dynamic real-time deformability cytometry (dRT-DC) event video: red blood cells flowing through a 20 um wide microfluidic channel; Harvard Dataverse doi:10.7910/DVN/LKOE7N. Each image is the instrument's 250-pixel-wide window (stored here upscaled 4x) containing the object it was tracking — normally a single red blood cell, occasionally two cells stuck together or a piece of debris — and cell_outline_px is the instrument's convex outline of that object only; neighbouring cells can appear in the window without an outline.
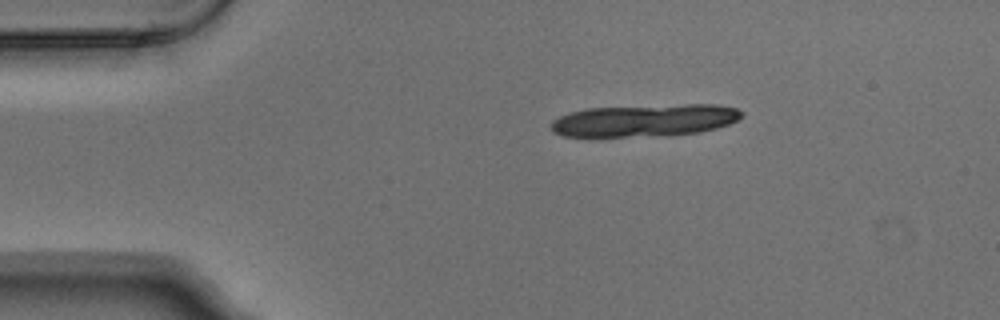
{"species": "Egyptian fruit bat (a non-hibernating species)", "species_latin": "Rousettus aegyptiacus", "temperature_condition": "warm", "stored_images_in_passage": 2, "camera_frame_rate_fps": 3000, "um_per_image_px": 0.085, "animal": {"sex": "male"}, "frame": {"image": 1, "passage_image": 1, "time_ms": 0.0, "image_size_px": [1000, 320], "cell_outline_px": [[744, 116], [728, 124], [716, 128], [700, 132], [588, 140], [564, 136], [552, 132], [552, 120], [560, 116], [572, 112], [588, 108], [684, 104], [716, 104], [736, 108], [744, 112]], "centroid_in_image_um": [54.71, 10.26], "position_along_channel_um": 30.3, "area_um2": 36.76}}